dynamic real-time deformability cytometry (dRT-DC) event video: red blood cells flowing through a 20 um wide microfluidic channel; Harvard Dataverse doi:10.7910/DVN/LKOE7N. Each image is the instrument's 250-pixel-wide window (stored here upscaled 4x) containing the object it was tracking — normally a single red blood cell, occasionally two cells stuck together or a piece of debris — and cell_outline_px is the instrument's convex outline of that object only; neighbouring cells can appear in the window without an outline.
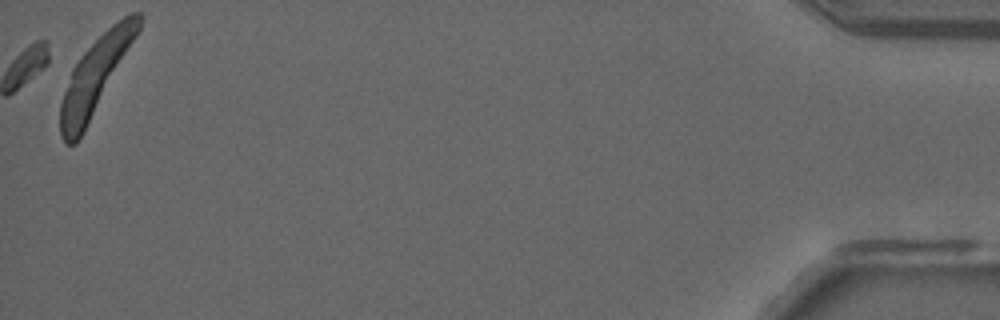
{"species": "common noctule bat (a hibernating species)", "species_latin": "Nyctalus noctula", "temperature_condition": "room temperature", "stored_images_in_passage": 12, "camera_frame_rate_fps": 3000, "um_per_image_px": 0.085, "animal": {"sex": "male", "forearm_length_mm": 52.5}, "frame": {"image": 1, "passage_image": 12, "time_ms": 14.667, "image_size_px": [1000, 320], "cell_outline_px": [[140, 28], [136, 36], [84, 132], [76, 144], [64, 144], [60, 136], [60, 104], [72, 68], [84, 52], [112, 24], [128, 12], [140, 12]], "centroid_in_image_um": [8.07, 6.48], "position_along_channel_um": 427.1, "area_um2": 33.52}}